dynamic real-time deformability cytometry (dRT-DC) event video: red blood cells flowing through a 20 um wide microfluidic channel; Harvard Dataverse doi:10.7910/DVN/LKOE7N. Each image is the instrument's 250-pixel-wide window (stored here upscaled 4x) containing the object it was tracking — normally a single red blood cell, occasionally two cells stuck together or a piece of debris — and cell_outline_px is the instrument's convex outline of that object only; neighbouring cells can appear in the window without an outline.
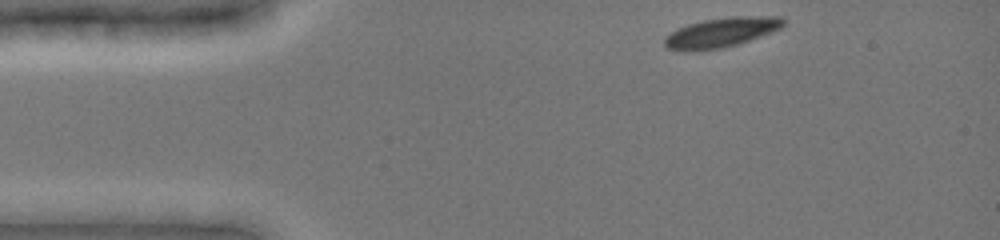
{"species": "common noctule bat (a hibernating species)", "species_latin": "Nyctalus noctula", "temperature_condition": "cold", "stored_images_in_passage": 39, "camera_frame_rate_fps": 3000, "um_per_image_px": 0.085, "animal": {"sex": "female", "body_mass_g": 19.0, "forearm_length_mm": 51.5}, "frame": {"image": 1, "passage_image": 1, "time_ms": 0.0, "image_size_px": [1000, 240], "cell_outline_px": [[784, 24], [780, 28], [760, 36], [736, 44], [720, 48], [696, 52], [684, 52], [668, 48], [664, 44], [664, 36], [676, 28], [688, 24], [704, 20], [732, 16], [780, 16], [784, 20]], "centroid_in_image_um": [61.23, 2.76], "position_along_channel_um": 23.8, "area_um2": 20.63}}
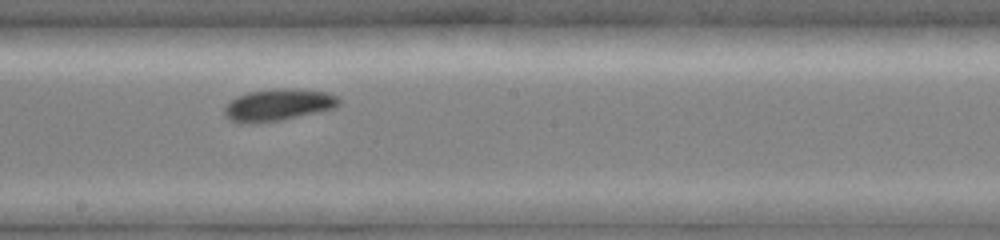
{"frame": {"image": 2, "passage_image": 21, "time_ms": 6.667, "image_size_px": [1000, 240], "cell_outline_px": [[340, 104], [336, 108], [280, 120], [256, 124], [240, 124], [228, 120], [224, 116], [224, 108], [236, 96], [248, 92], [276, 88], [292, 88], [328, 92], [340, 96]], "centroid_in_image_um": [23.64, 8.92], "position_along_channel_um": 224.6, "area_um2": 21.73}}
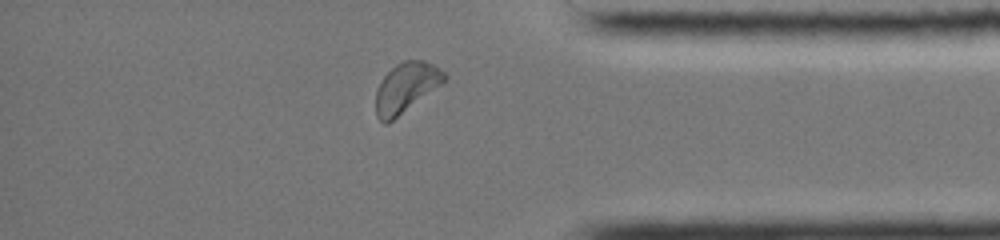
{"frame": {"image": 3, "passage_image": 35, "time_ms": 11.333, "image_size_px": [1000, 240], "cell_outline_px": [[448, 80], [388, 124], [384, 124], [376, 116], [376, 92], [384, 76], [396, 64], [404, 60], [424, 60], [440, 68], [448, 76]], "centroid_in_image_um": [34.55, 7.45], "position_along_channel_um": 400.7, "area_um2": 20.0}, "authors_computed_cell_mechanics": {"area_um2": 20.23, "velocity_mm_per_s": 3.9137, "shape_relaxation_time_tau1_ms": 1.9746, "shape_relaxation_time_tau2_ms": null, "deformation_change_tau1": 0.0858, "deformation_change_tau2": null}}